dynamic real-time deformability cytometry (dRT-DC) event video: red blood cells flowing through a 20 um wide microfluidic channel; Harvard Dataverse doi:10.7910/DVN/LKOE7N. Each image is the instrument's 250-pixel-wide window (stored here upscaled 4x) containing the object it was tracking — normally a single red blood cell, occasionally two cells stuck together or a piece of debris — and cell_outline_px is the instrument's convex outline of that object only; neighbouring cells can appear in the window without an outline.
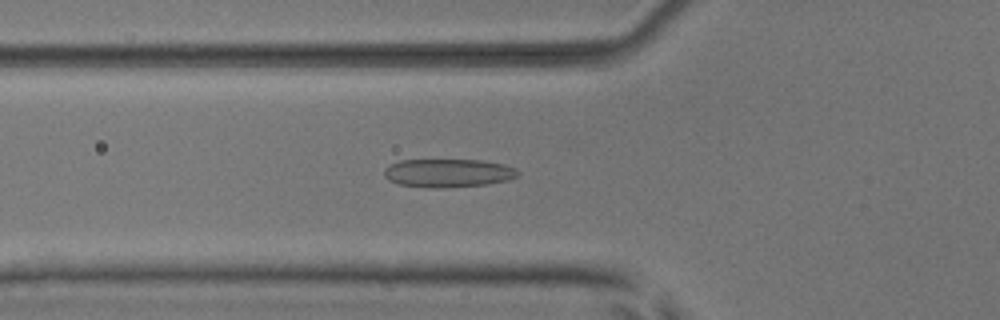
{"species": "common noctule bat (a hibernating species)", "species_latin": "Nyctalus noctula", "temperature_condition": "room temperature", "stored_images_in_passage": 39, "camera_frame_rate_fps": 3000, "um_per_image_px": 0.085, "animal": {"sex": "male", "body_mass_g": 17.9, "forearm_length_mm": 54.2}, "frame": {"image": 1, "passage_image": 11, "time_ms": 3.333, "image_size_px": [1000, 320], "cell_outline_px": [[520, 172], [516, 176], [508, 180], [488, 184], [440, 188], [436, 188], [400, 184], [388, 180], [384, 176], [384, 168], [388, 164], [400, 160], [480, 160], [504, 164], [516, 168]], "centroid_in_image_um": [38.08, 14.7], "position_along_channel_um": 87.7, "area_um2": 22.14}}
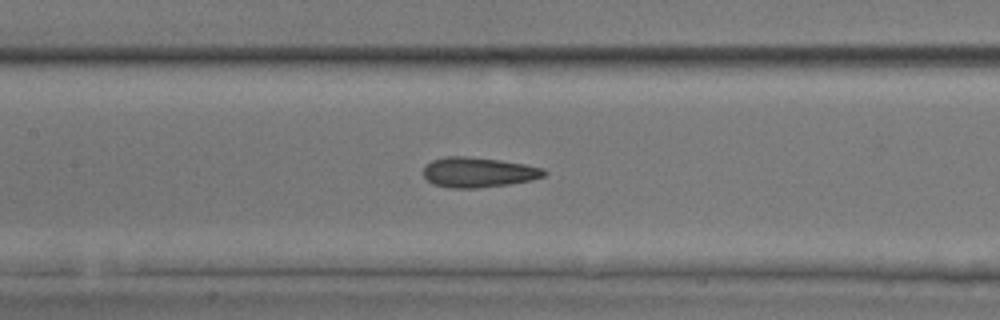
{"frame": {"image": 2, "passage_image": 17, "time_ms": 5.333, "image_size_px": [1000, 320], "cell_outline_px": [[548, 172], [544, 176], [532, 180], [508, 184], [476, 188], [452, 188], [432, 184], [424, 176], [424, 164], [432, 160], [444, 156], [464, 156], [500, 160], [524, 164], [544, 168]], "centroid_in_image_um": [40.64, 14.64], "position_along_channel_um": 166.8, "area_um2": 21.21}}
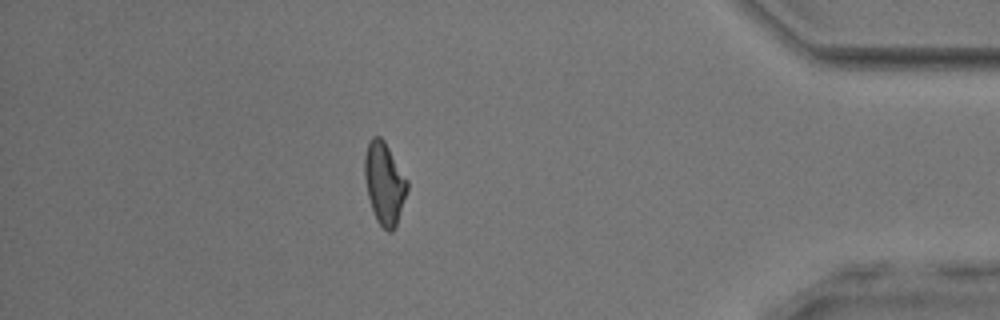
{"frame": {"image": 3, "passage_image": 38, "time_ms": 12.333, "image_size_px": [1000, 320], "cell_outline_px": [[408, 188], [396, 224], [392, 232], [388, 232], [376, 220], [368, 196], [364, 176], [364, 156], [368, 140], [372, 136], [380, 136], [384, 140], [408, 180]], "centroid_in_image_um": [32.65, 15.53], "position_along_channel_um": 402.5, "area_um2": 20.29}}